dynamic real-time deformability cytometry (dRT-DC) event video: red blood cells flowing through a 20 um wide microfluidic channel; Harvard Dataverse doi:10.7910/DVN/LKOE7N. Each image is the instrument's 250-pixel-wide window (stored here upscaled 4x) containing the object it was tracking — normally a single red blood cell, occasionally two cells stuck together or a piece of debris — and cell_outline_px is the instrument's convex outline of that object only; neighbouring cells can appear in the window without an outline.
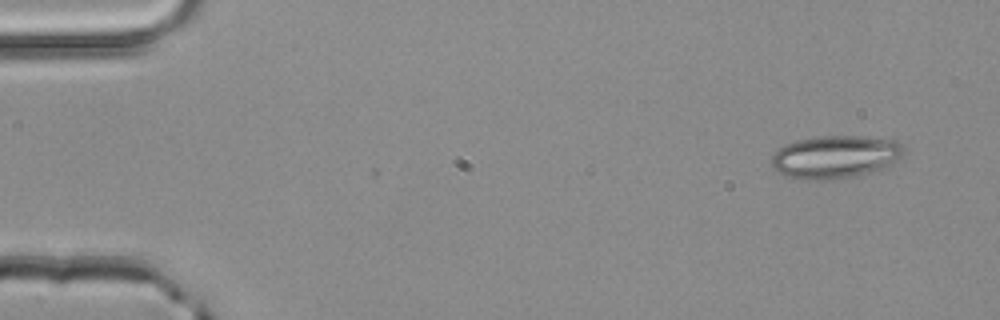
{"species": "common noctule bat (a hibernating species)", "species_latin": "Nyctalus noctula", "temperature_condition": "room temperature", "stored_images_in_passage": 3, "camera_frame_rate_fps": 3000, "um_per_image_px": 0.085, "animal": {"sex": "male", "body_mass_g": 20.4}, "frame": {"image": 1, "passage_image": 3, "time_ms": 0.667, "image_size_px": [1000, 320], "cell_outline_px": [[904, 152], [896, 160], [884, 168], [852, 176], [832, 180], [804, 180], [788, 176], [772, 168], [772, 156], [784, 144], [796, 140], [820, 136], [860, 136], [896, 140], [904, 148]], "centroid_in_image_um": [70.98, 13.33], "position_along_channel_um": 14.0, "area_um2": 32.83}}